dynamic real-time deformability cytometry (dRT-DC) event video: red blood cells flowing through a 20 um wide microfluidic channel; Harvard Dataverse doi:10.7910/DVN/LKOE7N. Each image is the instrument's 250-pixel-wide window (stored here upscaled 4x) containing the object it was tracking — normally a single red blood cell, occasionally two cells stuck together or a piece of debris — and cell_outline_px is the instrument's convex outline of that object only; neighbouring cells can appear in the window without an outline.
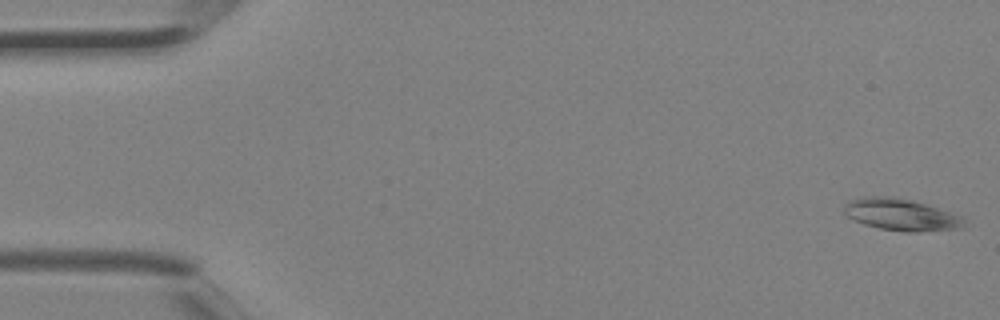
{"species": "Egyptian fruit bat (a non-hibernating species)", "species_latin": "Rousettus aegyptiacus", "temperature_condition": "room temperature", "stored_images_in_passage": 4, "camera_frame_rate_fps": 3000, "um_per_image_px": 0.085, "animal": {"sex": "female"}, "frame": {"image": 1, "passage_image": 1, "time_ms": 0.0, "image_size_px": [1000, 320], "cell_outline_px": [[968, 220], [956, 228], [916, 232], [904, 232], [880, 228], [864, 224], [848, 216], [840, 208], [848, 200], [860, 196], [892, 196], [912, 200], [964, 216]], "centroid_in_image_um": [76.54, 18.22], "position_along_channel_um": 8.5, "area_um2": 22.37}}
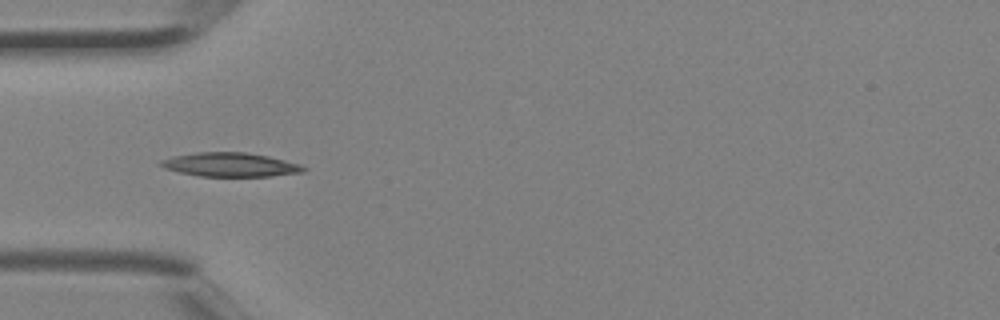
{"frame": {"image": 2, "passage_image": 4, "time_ms": 1.0, "image_size_px": [1000, 320], "cell_outline_px": [[308, 168], [304, 172], [272, 176], [200, 176], [180, 172], [164, 168], [160, 164], [160, 160], [172, 156], [196, 152], [244, 152], [268, 156], [300, 164]], "centroid_in_image_um": [19.59, 13.99], "position_along_channel_um": 65.4, "area_um2": 19.88}}